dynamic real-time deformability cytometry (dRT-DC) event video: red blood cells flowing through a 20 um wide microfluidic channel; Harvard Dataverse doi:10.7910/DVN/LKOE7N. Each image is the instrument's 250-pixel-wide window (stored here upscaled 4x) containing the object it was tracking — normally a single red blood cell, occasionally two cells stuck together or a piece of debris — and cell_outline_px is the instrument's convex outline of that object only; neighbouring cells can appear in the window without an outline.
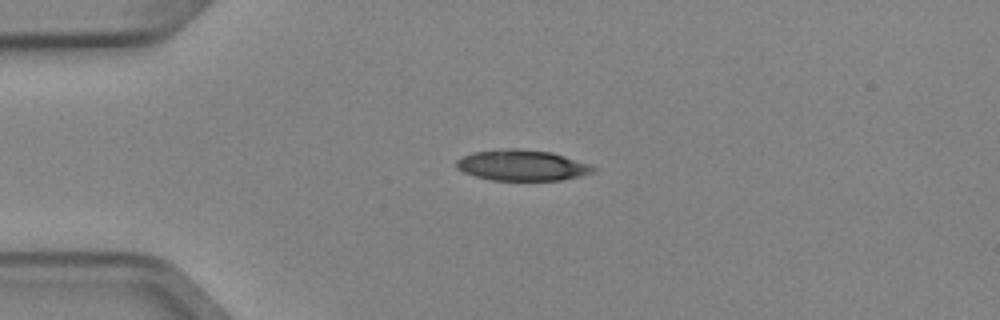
{"species": "Egyptian fruit bat (a non-hibernating species)", "species_latin": "Rousettus aegyptiacus", "temperature_condition": "cold", "stored_images_in_passage": 2, "camera_frame_rate_fps": 3000, "um_per_image_px": 0.085, "animal": {"sex": "female"}, "frame": {"image": 1, "passage_image": 1, "time_ms": 0.0, "image_size_px": [1000, 320], "cell_outline_px": [[596, 172], [580, 176], [560, 180], [492, 180], [476, 176], [464, 172], [456, 168], [456, 160], [460, 156], [472, 152], [508, 148], [520, 148], [552, 152], [588, 164], [596, 168]], "centroid_in_image_um": [44.34, 14.04], "position_along_channel_um": 40.7, "area_um2": 24.62}}